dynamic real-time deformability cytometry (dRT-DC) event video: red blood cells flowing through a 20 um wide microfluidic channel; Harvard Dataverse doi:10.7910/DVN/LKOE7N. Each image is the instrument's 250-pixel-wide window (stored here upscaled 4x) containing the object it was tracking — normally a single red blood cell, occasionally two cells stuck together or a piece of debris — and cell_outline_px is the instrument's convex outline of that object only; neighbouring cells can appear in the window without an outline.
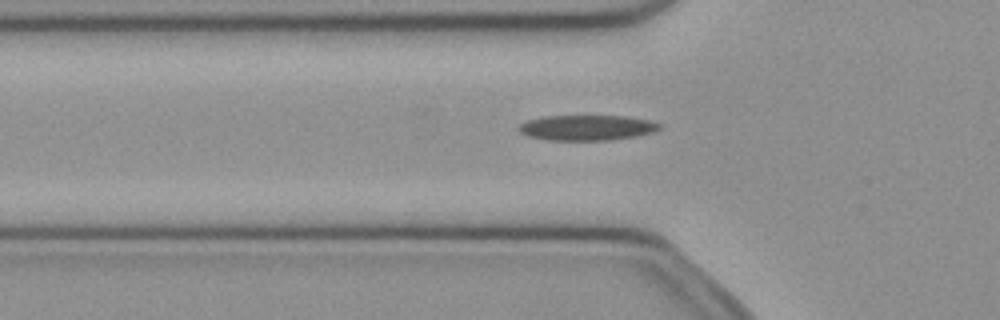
{"species": "common noctule bat (a hibernating species)", "species_latin": "Nyctalus noctula", "temperature_condition": "cold", "stored_images_in_passage": 51, "camera_frame_rate_fps": 3000, "um_per_image_px": 0.085, "animal": {"sex": "female", "body_mass_g": 21.9}, "frame": {"image": 1, "passage_image": 17, "time_ms": 5.333, "image_size_px": [1000, 320], "cell_outline_px": [[664, 128], [652, 132], [636, 136], [612, 140], [544, 140], [528, 136], [520, 132], [516, 128], [520, 124], [528, 120], [544, 116], [624, 116], [648, 120], [664, 124]], "centroid_in_image_um": [49.91, 10.86], "position_along_channel_um": 75.9, "area_um2": 20.98}}
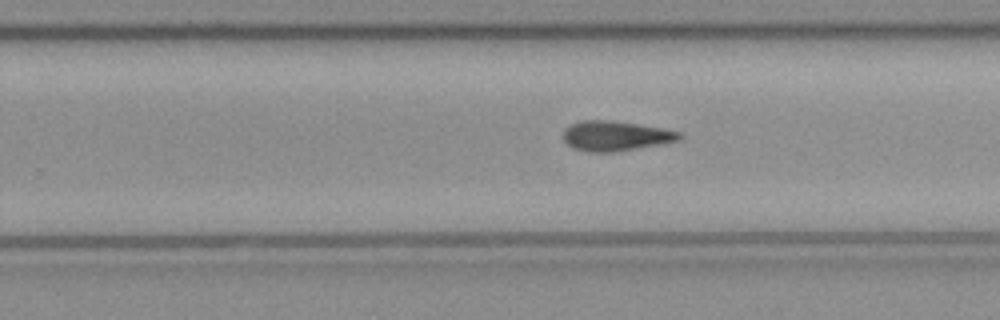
{"frame": {"image": 2, "passage_image": 32, "time_ms": 10.333, "image_size_px": [1000, 320], "cell_outline_px": [[684, 136], [680, 140], [660, 144], [616, 152], [588, 152], [572, 148], [564, 140], [564, 128], [572, 124], [584, 120], [608, 120], [664, 128], [680, 132]], "centroid_in_image_um": [52.34, 11.56], "position_along_channel_um": 277.5, "area_um2": 20.23}}
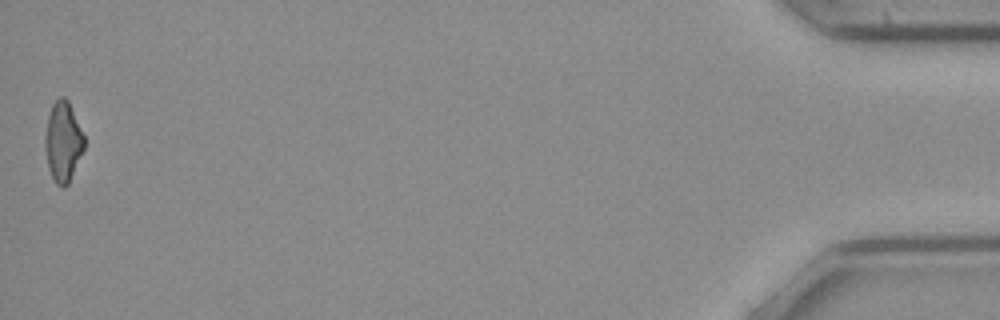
{"frame": {"image": 3, "passage_image": 51, "time_ms": 16.667, "image_size_px": [1000, 320], "cell_outline_px": [[84, 148], [68, 184], [64, 188], [56, 184], [48, 168], [44, 144], [44, 136], [48, 116], [52, 104], [60, 96], [64, 96], [68, 100], [84, 136]], "centroid_in_image_um": [5.34, 12.04], "position_along_channel_um": 429.9, "area_um2": 18.15}, "authors_computed_cell_mechanics": {"area_um2": 20.0566, "velocity_mm_per_s": 4.003, "shape_relaxation_time_tau1_ms": 7.3477, "shape_relaxation_time_tau2_ms": null, "deformation_change_tau1": 0.1799, "deformation_change_tau2": null}}